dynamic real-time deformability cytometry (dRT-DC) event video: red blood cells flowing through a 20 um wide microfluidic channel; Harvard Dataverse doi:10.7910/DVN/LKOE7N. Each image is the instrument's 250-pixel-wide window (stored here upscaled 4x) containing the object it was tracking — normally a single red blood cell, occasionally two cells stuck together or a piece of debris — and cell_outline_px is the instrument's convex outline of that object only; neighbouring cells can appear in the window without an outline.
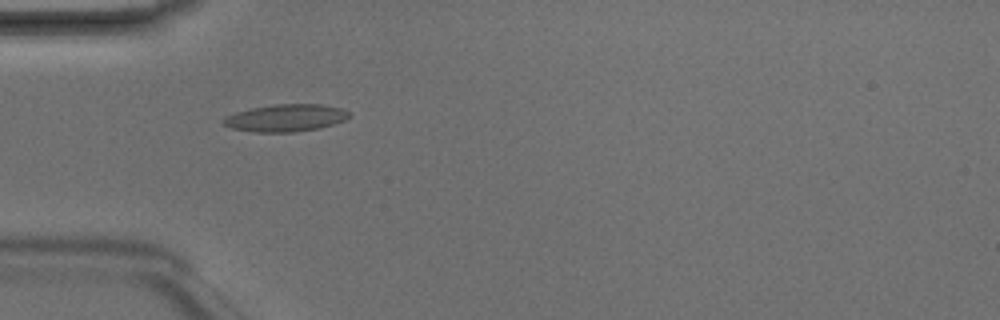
{"species": "Egyptian fruit bat (a non-hibernating species)", "species_latin": "Rousettus aegyptiacus", "temperature_condition": "room temperature", "stored_images_in_passage": 5, "camera_frame_rate_fps": 3000, "um_per_image_px": 0.085, "animal": {"sex": "male"}, "frame": {"image": 1, "passage_image": 4, "time_ms": 1.0, "image_size_px": [1000, 320], "cell_outline_px": [[352, 116], [344, 120], [320, 128], [292, 132], [252, 132], [232, 128], [224, 124], [220, 120], [224, 116], [236, 112], [252, 108], [276, 104], [320, 104], [340, 108], [348, 112]], "centroid_in_image_um": [24.25, 10.02], "position_along_channel_um": 60.7, "area_um2": 19.94}}